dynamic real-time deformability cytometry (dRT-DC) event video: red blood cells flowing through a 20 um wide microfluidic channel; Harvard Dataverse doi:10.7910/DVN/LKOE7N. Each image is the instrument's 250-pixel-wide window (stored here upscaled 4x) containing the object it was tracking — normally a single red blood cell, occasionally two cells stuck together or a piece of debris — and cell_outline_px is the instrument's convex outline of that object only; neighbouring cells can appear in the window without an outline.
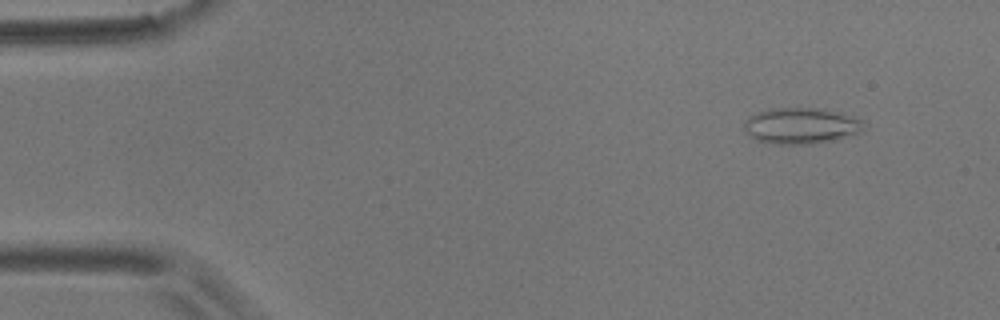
{"species": "common noctule bat (a hibernating species)", "species_latin": "Nyctalus noctula", "temperature_condition": "room temperature", "stored_images_in_passage": 20, "camera_frame_rate_fps": 3000, "um_per_image_px": 0.085, "animal": {"sex": "male", "body_mass_g": 17.9}, "frame": {"image": 1, "passage_image": 4, "time_ms": 1.0, "image_size_px": [1000, 320], "cell_outline_px": [[864, 120], [860, 132], [836, 140], [812, 144], [776, 144], [756, 140], [748, 136], [744, 128], [744, 120], [748, 116], [772, 108], [816, 108], [840, 112]], "centroid_in_image_um": [68.07, 10.7], "position_along_channel_um": 16.9, "area_um2": 25.26}}